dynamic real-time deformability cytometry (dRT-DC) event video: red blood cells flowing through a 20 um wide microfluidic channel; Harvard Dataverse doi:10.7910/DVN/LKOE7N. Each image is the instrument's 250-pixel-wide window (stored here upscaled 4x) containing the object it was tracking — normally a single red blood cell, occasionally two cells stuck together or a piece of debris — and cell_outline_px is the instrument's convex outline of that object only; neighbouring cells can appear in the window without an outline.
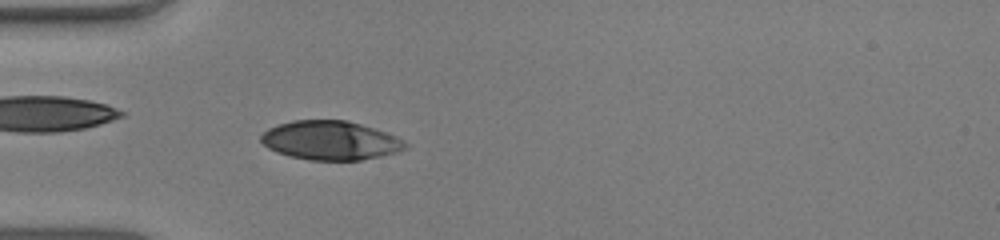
{"species": "human", "species_latin": "Homo sapiens", "temperature_condition": "warm", "stored_images_in_passage": 52, "camera_frame_rate_fps": 3000, "um_per_image_px": 0.085, "donor": {"sex": "male"}, "frame": {"image": 1, "passage_image": 16, "time_ms": 5.0, "image_size_px": [1000, 240], "cell_outline_px": [[408, 148], [396, 152], [380, 156], [360, 160], [308, 160], [276, 152], [268, 148], [260, 140], [260, 136], [268, 128], [292, 120], [344, 120], [360, 124], [396, 136], [408, 144]], "centroid_in_image_um": [28.07, 11.94], "position_along_channel_um": 56.9, "area_um2": 32.54}}
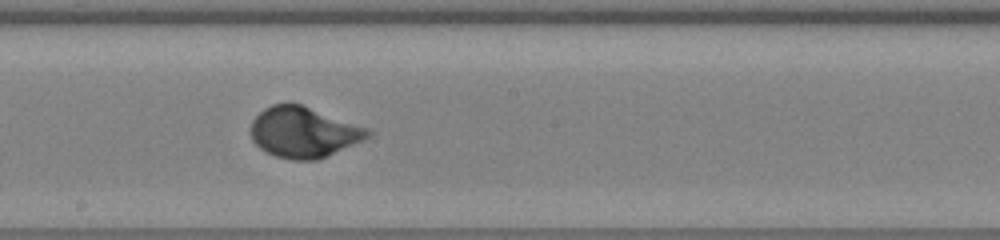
{"frame": {"image": 2, "passage_image": 29, "time_ms": 9.333, "image_size_px": [1000, 240], "cell_outline_px": [[372, 132], [364, 140], [316, 160], [292, 160], [276, 156], [264, 152], [252, 140], [252, 120], [264, 108], [272, 104], [300, 104], [372, 128]], "centroid_in_image_um": [25.83, 11.24], "position_along_channel_um": 222.4, "area_um2": 34.51}}
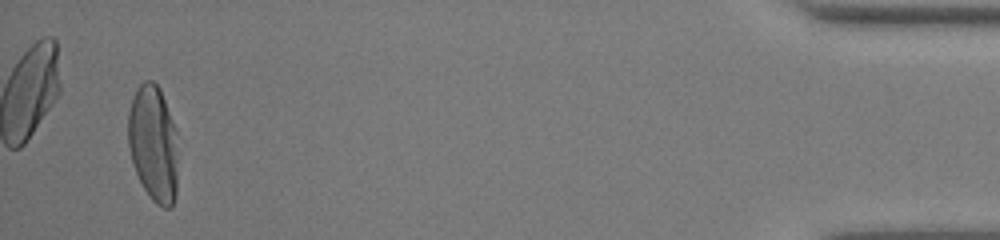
{"frame": {"image": 3, "passage_image": 50, "time_ms": 16.333, "image_size_px": [1000, 240], "cell_outline_px": [[176, 196], [172, 208], [164, 208], [156, 204], [152, 200], [144, 188], [132, 164], [128, 144], [128, 112], [132, 96], [136, 88], [144, 80], [152, 80], [160, 88], [176, 132]], "centroid_in_image_um": [13.01, 12.2], "position_along_channel_um": 422.2, "area_um2": 33.81}, "authors_computed_cell_mechanics": {"area_um2": 34.4199, "velocity_mm_per_s": 3.9744, "shape_relaxation_time_tau1_ms": 2.9998, "shape_relaxation_time_tau2_ms": null, "deformation_change_tau1": 0.2068, "deformation_change_tau2": null}}